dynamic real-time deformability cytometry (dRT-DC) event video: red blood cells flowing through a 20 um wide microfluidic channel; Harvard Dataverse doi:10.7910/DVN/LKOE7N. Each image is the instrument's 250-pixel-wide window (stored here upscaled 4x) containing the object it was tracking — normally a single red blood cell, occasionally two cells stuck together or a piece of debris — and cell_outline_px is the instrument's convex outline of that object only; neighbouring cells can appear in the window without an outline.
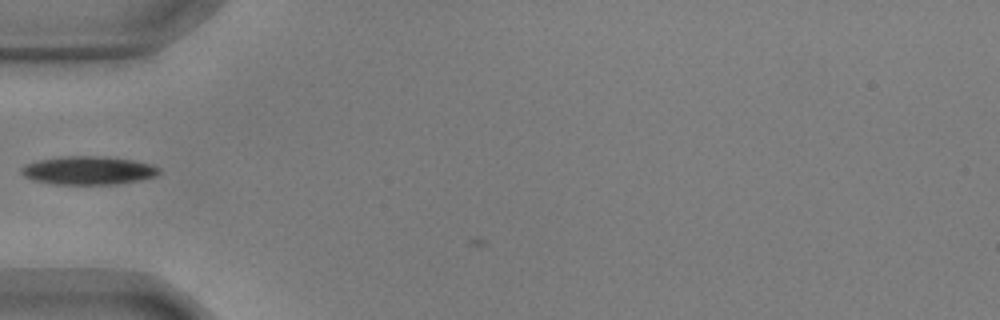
{"species": "common noctule bat (a hibernating species)", "species_latin": "Nyctalus noctula", "temperature_condition": "warm", "stored_images_in_passage": 8, "camera_frame_rate_fps": 3000, "um_per_image_px": 0.085, "animal": {"sex": "male", "body_mass_g": 17.9, "forearm_length_mm": 54.2}, "frame": {"image": 1, "passage_image": 7, "time_ms": 2.0, "image_size_px": [1000, 320], "cell_outline_px": [[160, 172], [156, 176], [140, 180], [116, 184], [52, 184], [36, 180], [24, 176], [20, 172], [20, 168], [24, 164], [40, 160], [60, 156], [100, 156], [132, 160], [152, 164], [160, 168]], "centroid_in_image_um": [7.51, 14.48], "position_along_channel_um": 77.5, "area_um2": 22.77}}